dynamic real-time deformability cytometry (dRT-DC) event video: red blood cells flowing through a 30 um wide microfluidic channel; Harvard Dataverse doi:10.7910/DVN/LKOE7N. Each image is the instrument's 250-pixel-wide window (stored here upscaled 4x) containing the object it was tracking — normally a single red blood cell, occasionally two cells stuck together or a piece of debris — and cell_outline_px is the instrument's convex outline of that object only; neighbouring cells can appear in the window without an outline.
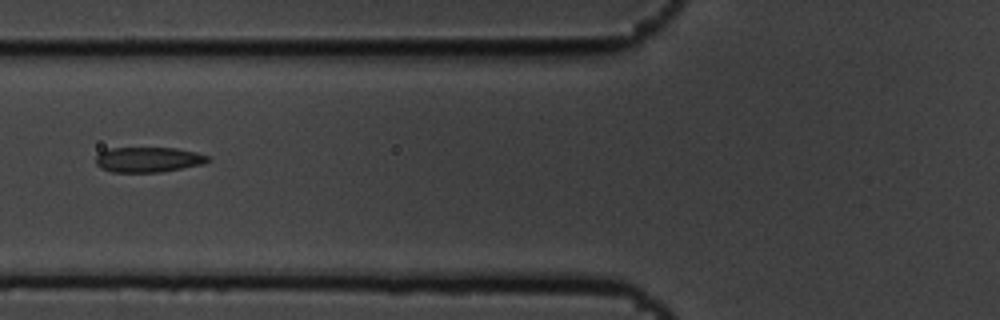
{"species": "common noctule bat (a hibernating species)", "species_latin": "Nyctalus noctula", "temperature_condition": "cold", "stored_images_in_passage": 16, "camera_frame_rate_fps": 3000, "um_per_image_px": 0.085, "animal": {"sex": "male", "body_mass_g": 19.5, "forearm_length_mm": 54.6}, "frame": {"image": 1, "passage_image": 6, "time_ms": 1.667, "image_size_px": [1000, 320], "cell_outline_px": [[212, 160], [204, 164], [160, 172], [112, 172], [100, 168], [96, 164], [96, 156], [100, 152], [108, 148], [176, 148], [196, 152], [208, 156]], "centroid_in_image_um": [12.61, 13.57], "position_along_channel_um": 113.2, "area_um2": 16.53}}
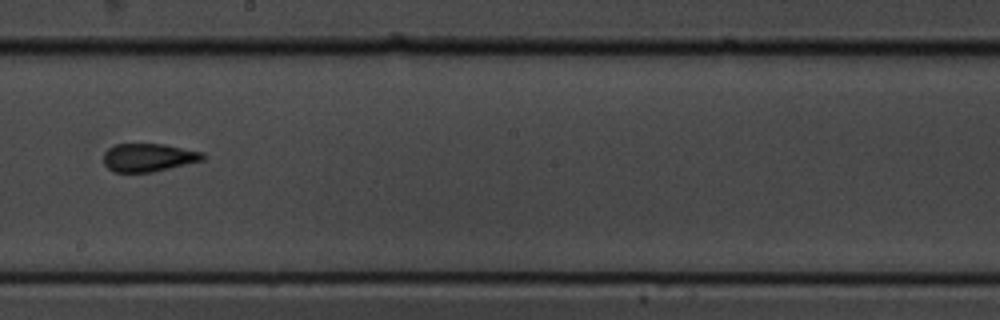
{"frame": {"image": 2, "passage_image": 9, "time_ms": 2.667, "image_size_px": [1000, 320], "cell_outline_px": [[204, 160], [152, 172], [112, 172], [104, 164], [104, 152], [108, 148], [116, 144], [164, 144], [204, 152]], "centroid_in_image_um": [12.61, 13.38], "position_along_channel_um": 235.6, "area_um2": 16.3}}
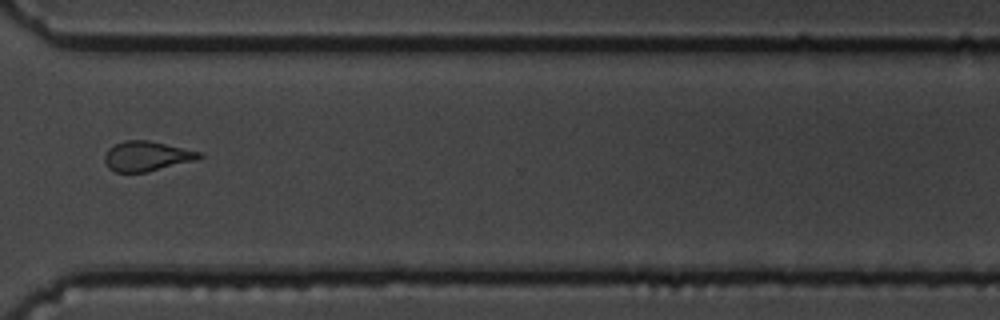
{"frame": {"image": 3, "passage_image": 12, "time_ms": 3.667, "image_size_px": [1000, 320], "cell_outline_px": [[204, 156], [196, 160], [148, 172], [116, 172], [108, 168], [104, 160], [104, 156], [108, 148], [124, 140], [148, 140], [204, 152]], "centroid_in_image_um": [12.5, 13.27], "position_along_channel_um": 358.1, "area_um2": 16.65}}